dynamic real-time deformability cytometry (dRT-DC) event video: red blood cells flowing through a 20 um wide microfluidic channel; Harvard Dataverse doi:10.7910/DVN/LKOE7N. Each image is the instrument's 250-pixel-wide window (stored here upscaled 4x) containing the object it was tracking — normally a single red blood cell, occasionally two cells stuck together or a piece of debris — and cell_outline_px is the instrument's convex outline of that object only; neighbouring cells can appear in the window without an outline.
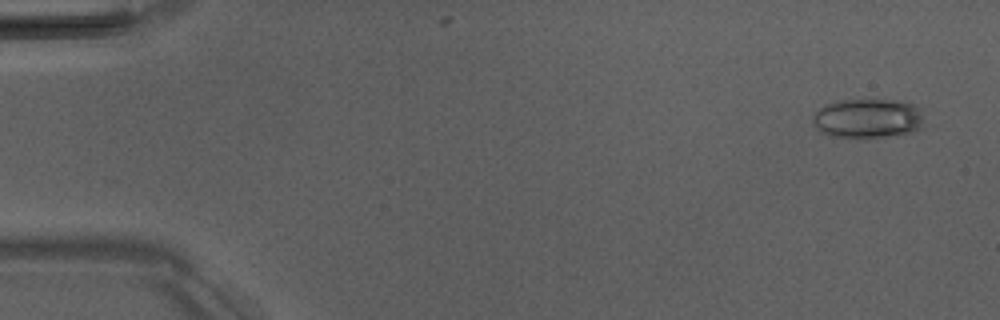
{"species": "Egyptian fruit bat (a non-hibernating species)", "species_latin": "Rousettus aegyptiacus", "temperature_condition": "room temperature", "stored_images_in_passage": 2, "camera_frame_rate_fps": 3000, "um_per_image_px": 0.085, "animal": {"sex": "male"}, "frame": {"image": 1, "passage_image": 2, "time_ms": 1.333, "image_size_px": [1000, 320], "cell_outline_px": [[924, 108], [920, 128], [916, 132], [860, 140], [832, 136], [820, 132], [816, 128], [812, 120], [812, 116], [824, 104], [840, 100], [896, 100], [912, 104]], "centroid_in_image_um": [73.76, 10.09], "position_along_channel_um": 11.2, "area_um2": 26.3}}